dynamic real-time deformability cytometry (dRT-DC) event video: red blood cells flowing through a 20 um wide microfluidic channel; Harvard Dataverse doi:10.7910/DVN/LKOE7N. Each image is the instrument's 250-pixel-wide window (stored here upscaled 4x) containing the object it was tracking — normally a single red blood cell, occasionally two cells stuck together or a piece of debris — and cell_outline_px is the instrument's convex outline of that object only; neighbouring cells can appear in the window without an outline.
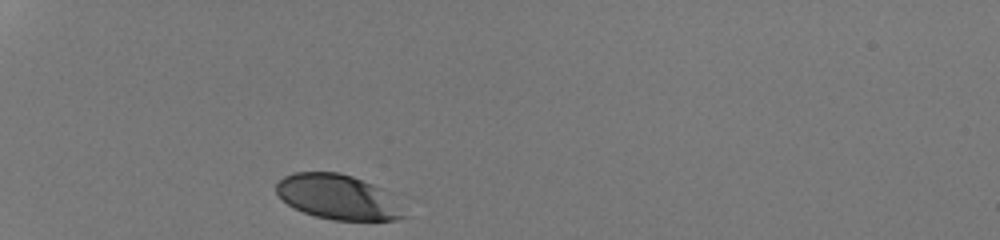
{"species": "human", "species_latin": "Homo sapiens", "temperature_condition": "room temperature", "stored_images_in_passage": 29, "camera_frame_rate_fps": 3000, "um_per_image_px": 0.085, "donor": {"sex": "male"}, "frame": {"image": 1, "passage_image": 1, "time_ms": 0.0, "image_size_px": [1000, 240], "cell_outline_px": [[408, 216], [396, 220], [332, 220], [316, 216], [304, 212], [288, 204], [276, 192], [276, 184], [284, 176], [292, 172], [340, 172], [352, 176], [392, 192]], "centroid_in_image_um": [28.79, 16.74], "position_along_channel_um": 56.2, "area_um2": 33.64}}
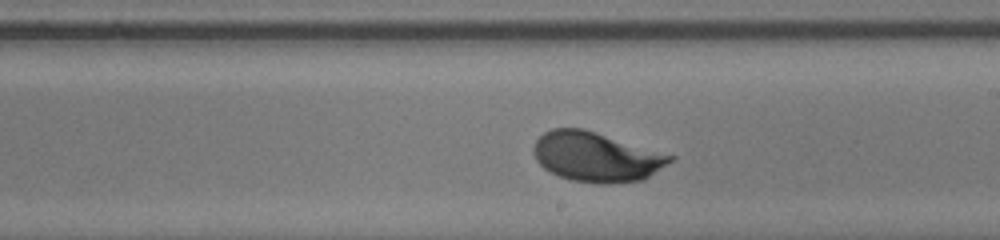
{"frame": {"image": 2, "passage_image": 17, "time_ms": 5.333, "image_size_px": [1000, 240], "cell_outline_px": [[676, 156], [672, 160], [644, 180], [608, 184], [600, 184], [572, 180], [560, 176], [544, 168], [536, 160], [532, 152], [532, 148], [536, 140], [544, 132], [552, 128], [584, 128]], "centroid_in_image_um": [50.67, 13.32], "position_along_channel_um": 238.3, "area_um2": 39.54}}
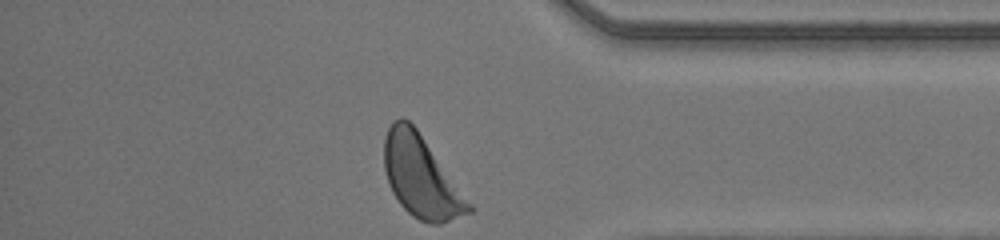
{"frame": {"image": 3, "passage_image": 29, "time_ms": 9.333, "image_size_px": [1000, 240], "cell_outline_px": [[472, 212], [440, 224], [428, 224], [412, 216], [400, 204], [392, 192], [388, 184], [384, 168], [384, 136], [392, 120], [400, 116], [408, 120], [416, 128], [472, 204]], "centroid_in_image_um": [35.76, 15.02], "position_along_channel_um": 399.4, "area_um2": 40.06}, "authors_computed_cell_mechanics": {"area_um2": 37.3388, "velocity_mm_per_s": 4.1985, "shape_relaxation_time_tau1_ms": 2.2123, "shape_relaxation_time_tau2_ms": null, "deformation_change_tau1": 0.1179, "deformation_change_tau2": null}}